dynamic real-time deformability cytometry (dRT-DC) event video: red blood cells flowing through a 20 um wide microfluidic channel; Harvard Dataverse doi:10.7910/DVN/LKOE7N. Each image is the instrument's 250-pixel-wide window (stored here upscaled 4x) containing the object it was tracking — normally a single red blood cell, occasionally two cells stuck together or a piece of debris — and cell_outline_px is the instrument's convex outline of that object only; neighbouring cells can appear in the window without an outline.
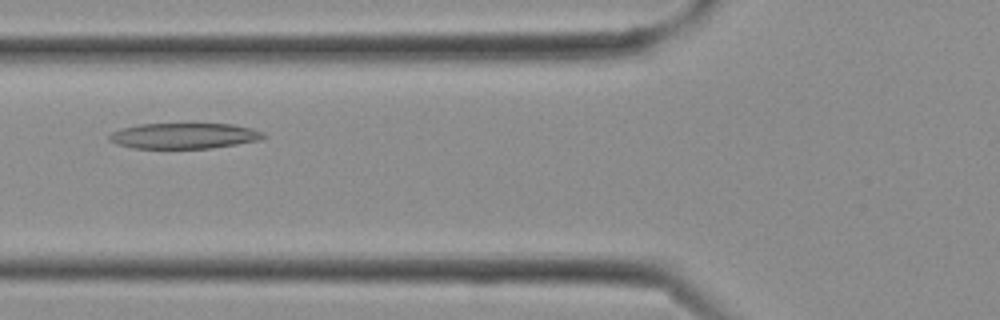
{"species": "Egyptian fruit bat (a non-hibernating species)", "species_latin": "Rousettus aegyptiacus", "temperature_condition": "cold", "stored_images_in_passage": 12, "camera_frame_rate_fps": 3000, "um_per_image_px": 0.085, "frame": {"image": 1, "passage_image": 9, "time_ms": 2.667, "image_size_px": [1000, 320], "cell_outline_px": [[268, 136], [260, 140], [212, 148], [132, 148], [116, 144], [108, 140], [108, 136], [112, 132], [120, 128], [140, 124], [232, 124], [252, 128], [264, 132]], "centroid_in_image_um": [15.65, 11.54], "position_along_channel_um": 110.2, "area_um2": 23.18}}
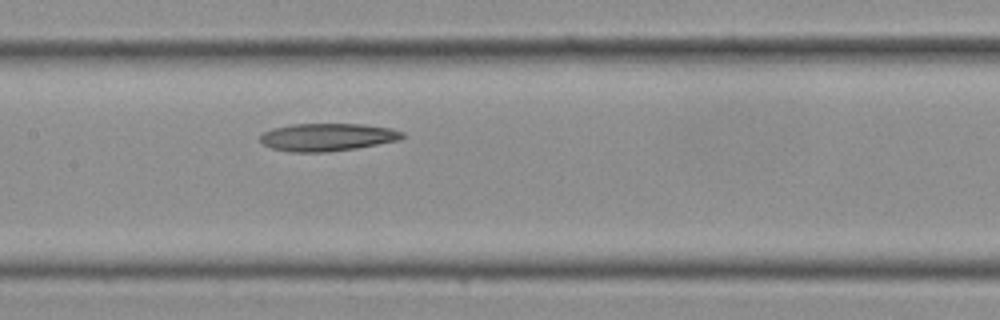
{"frame": {"image": 2, "passage_image": 12, "time_ms": 3.667, "image_size_px": [1000, 320], "cell_outline_px": [[404, 136], [400, 140], [356, 148], [324, 152], [288, 152], [272, 148], [264, 144], [260, 140], [260, 136], [264, 132], [272, 128], [292, 124], [364, 124], [392, 128], [404, 132]], "centroid_in_image_um": [27.84, 11.65], "position_along_channel_um": 179.6, "area_um2": 23.0}}